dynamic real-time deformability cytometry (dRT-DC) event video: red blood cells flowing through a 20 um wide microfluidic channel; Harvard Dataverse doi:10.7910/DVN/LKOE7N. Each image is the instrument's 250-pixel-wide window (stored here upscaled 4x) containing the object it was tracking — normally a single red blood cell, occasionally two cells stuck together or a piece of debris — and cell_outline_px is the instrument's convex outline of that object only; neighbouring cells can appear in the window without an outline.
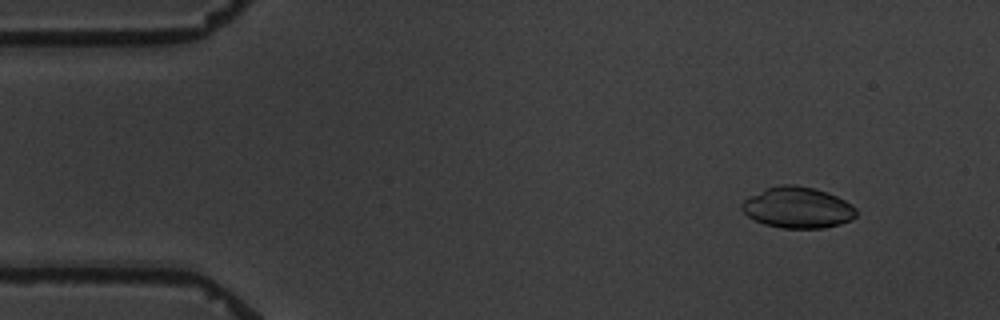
{"species": "common noctule bat (a hibernating species)", "species_latin": "Nyctalus noctula", "temperature_condition": "warm", "stored_images_in_passage": 4, "camera_frame_rate_fps": 3000, "um_per_image_px": 0.085, "animal": {"sex": "male", "body_mass_g": 19.5, "forearm_length_mm": 54.6}, "frame": {"image": 1, "passage_image": 1, "time_ms": 0.0, "image_size_px": [1000, 320], "cell_outline_px": [[856, 216], [852, 220], [840, 224], [824, 228], [780, 228], [764, 224], [748, 216], [740, 208], [740, 204], [744, 200], [764, 188], [780, 184], [792, 184], [812, 188], [828, 192], [852, 204], [856, 208]], "centroid_in_image_um": [67.8, 17.64], "position_along_channel_um": 17.2, "area_um2": 27.51}}
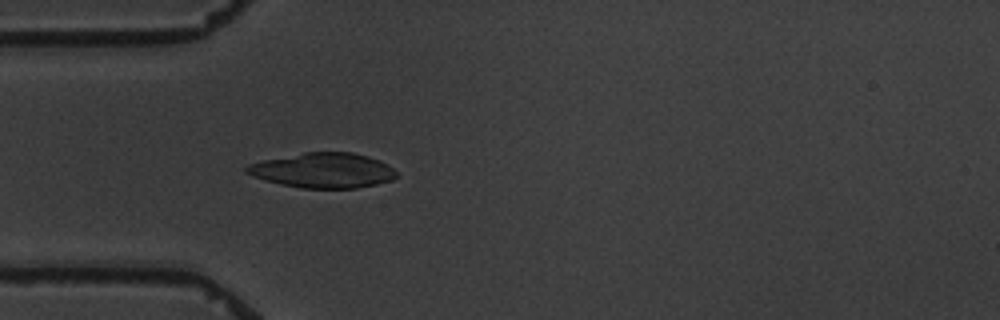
{"frame": {"image": 2, "passage_image": 4, "time_ms": 3.667, "image_size_px": [1000, 320], "cell_outline_px": [[396, 176], [392, 180], [376, 184], [356, 188], [300, 188], [280, 184], [264, 180], [252, 176], [244, 172], [244, 168], [248, 164], [264, 160], [304, 152], [352, 152], [368, 156], [380, 160], [388, 164], [396, 172]], "centroid_in_image_um": [27.44, 14.48], "position_along_channel_um": 57.6, "area_um2": 30.63}}